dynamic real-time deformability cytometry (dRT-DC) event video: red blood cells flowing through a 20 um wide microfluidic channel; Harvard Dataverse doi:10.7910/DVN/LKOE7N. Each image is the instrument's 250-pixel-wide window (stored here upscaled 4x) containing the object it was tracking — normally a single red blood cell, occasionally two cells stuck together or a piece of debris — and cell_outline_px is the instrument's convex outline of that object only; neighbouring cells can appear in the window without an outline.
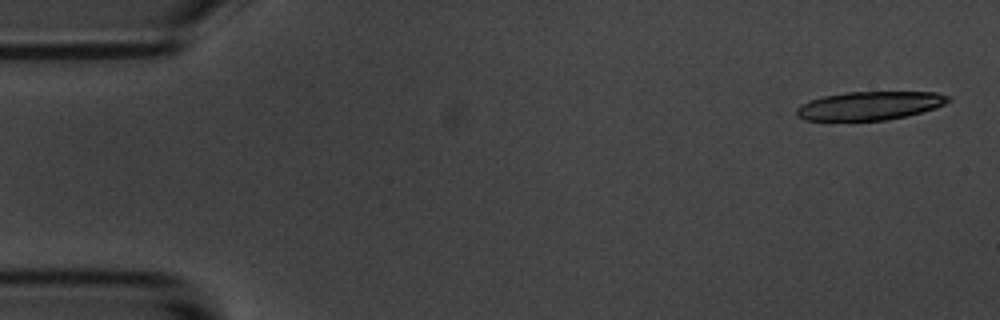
{"species": "common noctule bat (a hibernating species)", "species_latin": "Nyctalus noctula", "temperature_condition": "room temperature", "stored_images_in_passage": 6, "camera_frame_rate_fps": 3000, "um_per_image_px": 0.085, "animal": {"sex": "male", "body_mass_g": 20.1, "forearm_length_mm": 53.5}, "frame": {"image": 1, "passage_image": 1, "time_ms": 0.0, "image_size_px": [1000, 320], "cell_outline_px": [[952, 100], [936, 108], [888, 120], [804, 120], [796, 116], [796, 108], [808, 100], [824, 96], [844, 92], [936, 92], [948, 96]], "centroid_in_image_um": [73.9, 8.98], "position_along_channel_um": 11.1, "area_um2": 25.14}}